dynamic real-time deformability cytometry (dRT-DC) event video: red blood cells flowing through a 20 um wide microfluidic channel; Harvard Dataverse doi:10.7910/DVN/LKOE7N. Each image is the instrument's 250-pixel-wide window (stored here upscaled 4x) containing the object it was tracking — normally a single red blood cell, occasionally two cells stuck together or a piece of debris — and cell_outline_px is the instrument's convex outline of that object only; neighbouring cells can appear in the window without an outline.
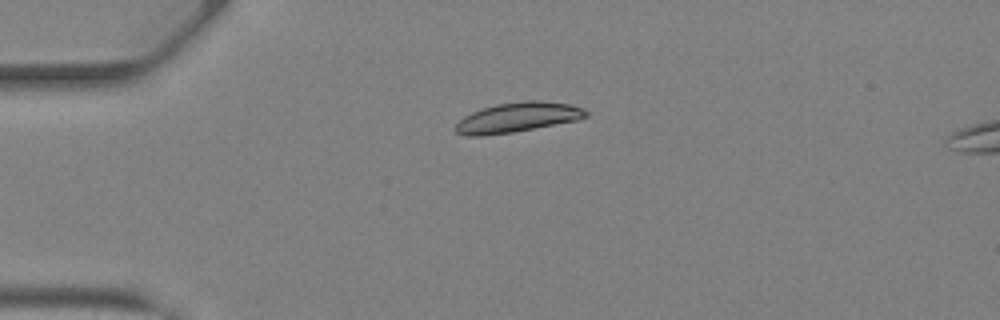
{"species": "Egyptian fruit bat (a non-hibernating species)", "species_latin": "Rousettus aegyptiacus", "temperature_condition": "warm", "stored_images_in_passage": 26, "camera_frame_rate_fps": 3000, "um_per_image_px": 0.085, "animal": {"sex": "female"}, "frame": {"image": 1, "passage_image": 1, "time_ms": 0.0, "image_size_px": [1000, 320], "cell_outline_px": [[588, 116], [576, 120], [512, 132], [480, 136], [464, 136], [456, 132], [456, 124], [464, 116], [472, 112], [496, 104], [524, 100], [540, 100], [568, 104], [584, 108], [588, 112]], "centroid_in_image_um": [43.98, 9.97], "position_along_channel_um": 41.0, "area_um2": 22.43}}
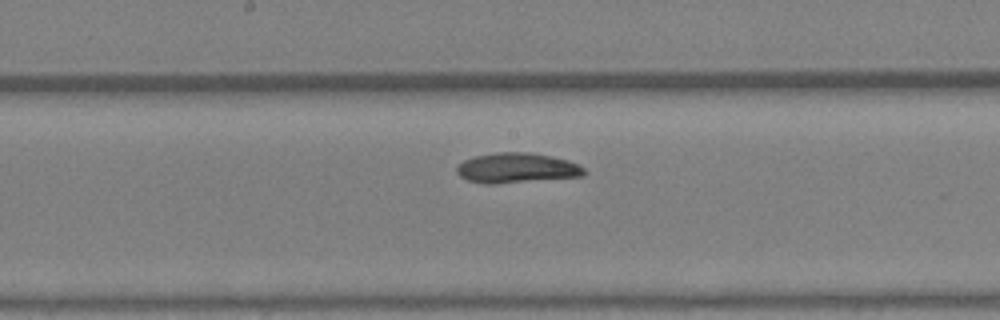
{"frame": {"image": 2, "passage_image": 13, "time_ms": 4.0, "image_size_px": [1000, 320], "cell_outline_px": [[588, 172], [584, 176], [496, 184], [484, 184], [468, 180], [460, 176], [456, 172], [456, 168], [464, 160], [476, 156], [496, 152], [532, 152], [552, 156], [568, 160], [584, 168]], "centroid_in_image_um": [43.94, 14.28], "position_along_channel_um": 204.3, "area_um2": 22.43}}
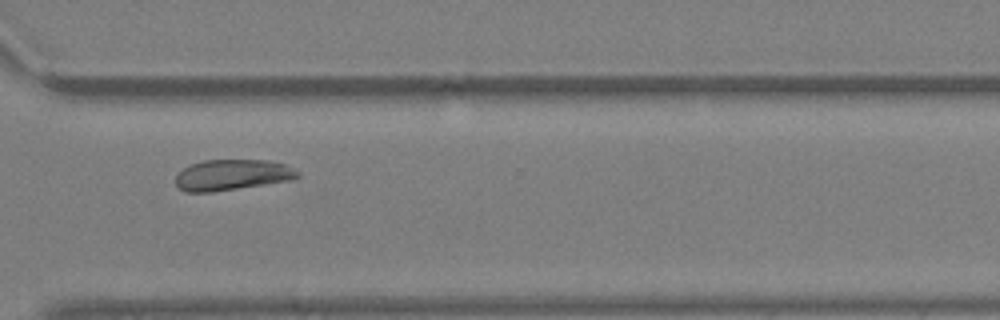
{"frame": {"image": 3, "passage_image": 22, "time_ms": 7.0, "image_size_px": [1000, 320], "cell_outline_px": [[300, 176], [292, 180], [212, 192], [184, 192], [176, 184], [176, 176], [184, 168], [192, 164], [204, 160], [264, 160], [284, 164], [300, 172]], "centroid_in_image_um": [19.74, 14.87], "position_along_channel_um": 350.9, "area_um2": 21.73}, "authors_computed_cell_mechanics": {"area_um2": 21.9929, "velocity_mm_per_s": 4.8906, "shape_relaxation_time_tau1_ms": 2.0194, "shape_relaxation_time_tau2_ms": 4.3303, "deformation_change_tau1": 0.1263, "deformation_change_tau2": 0.1188}}